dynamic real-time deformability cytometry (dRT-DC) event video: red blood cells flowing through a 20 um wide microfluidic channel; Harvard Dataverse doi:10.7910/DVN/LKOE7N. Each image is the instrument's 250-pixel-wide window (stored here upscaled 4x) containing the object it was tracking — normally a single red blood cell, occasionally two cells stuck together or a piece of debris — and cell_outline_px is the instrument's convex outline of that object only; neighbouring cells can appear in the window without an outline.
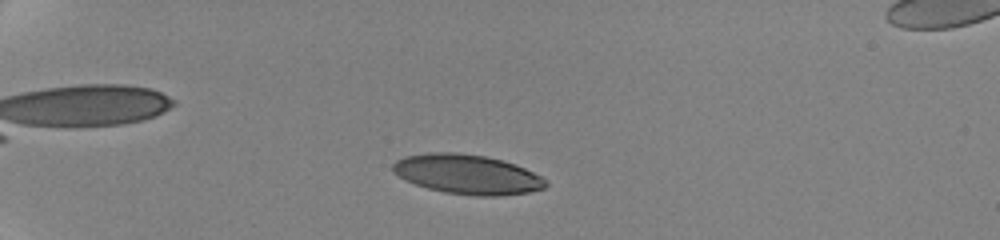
{"species": "human", "species_latin": "Homo sapiens", "temperature_condition": "cold", "stored_images_in_passage": 14, "camera_frame_rate_fps": 3000, "um_per_image_px": 0.085, "donor": {"sex": "female"}, "frame": {"image": 1, "passage_image": 7, "time_ms": 3.0, "image_size_px": [1000, 240], "cell_outline_px": [[548, 184], [544, 188], [528, 192], [496, 196], [476, 196], [444, 192], [428, 188], [404, 180], [392, 168], [392, 164], [396, 160], [404, 156], [428, 152], [456, 152], [484, 156], [516, 164], [540, 176]], "centroid_in_image_um": [39.69, 14.81], "position_along_channel_um": 45.3, "area_um2": 35.03}}
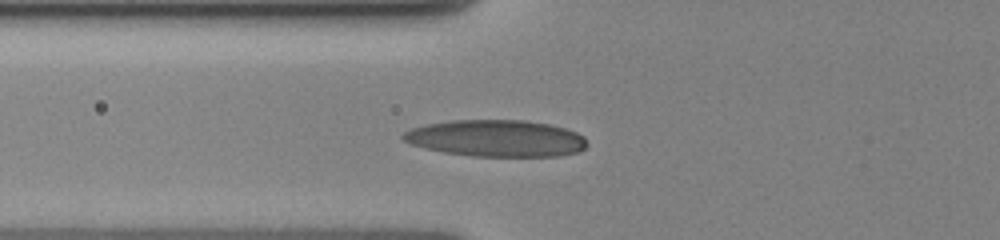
{"frame": {"image": 2, "passage_image": 13, "time_ms": 5.667, "image_size_px": [1000, 240], "cell_outline_px": [[588, 144], [580, 152], [560, 156], [472, 156], [444, 152], [424, 148], [412, 144], [404, 140], [400, 136], [404, 132], [412, 128], [428, 124], [452, 120], [524, 120], [548, 124], [564, 128], [576, 132], [584, 136]], "centroid_in_image_um": [42.2, 11.76], "position_along_channel_um": 83.6, "area_um2": 39.36}}